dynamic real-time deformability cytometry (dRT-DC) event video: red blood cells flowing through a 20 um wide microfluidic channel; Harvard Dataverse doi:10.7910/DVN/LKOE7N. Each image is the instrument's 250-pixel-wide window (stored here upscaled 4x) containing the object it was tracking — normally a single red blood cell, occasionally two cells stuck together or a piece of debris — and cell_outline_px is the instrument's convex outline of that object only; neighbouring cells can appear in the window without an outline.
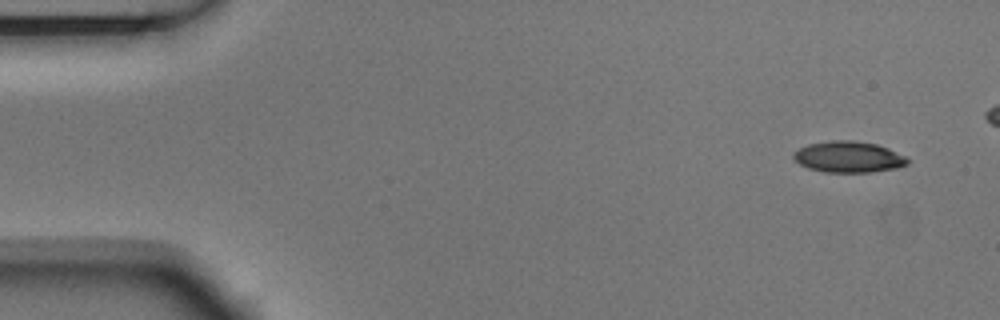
{"species": "Egyptian fruit bat (a non-hibernating species)", "species_latin": "Rousettus aegyptiacus", "temperature_condition": "room temperature", "stored_images_in_passage": 5, "camera_frame_rate_fps": 3000, "um_per_image_px": 0.085, "animal": {"sex": "male"}, "frame": {"image": 1, "passage_image": 1, "time_ms": 0.0, "image_size_px": [1000, 320], "cell_outline_px": [[908, 164], [896, 168], [868, 172], [824, 172], [808, 168], [800, 164], [792, 156], [792, 152], [808, 144], [828, 140], [852, 140], [876, 144], [888, 148], [904, 156], [908, 160]], "centroid_in_image_um": [72.09, 13.33], "position_along_channel_um": 12.9, "area_um2": 20.63}}